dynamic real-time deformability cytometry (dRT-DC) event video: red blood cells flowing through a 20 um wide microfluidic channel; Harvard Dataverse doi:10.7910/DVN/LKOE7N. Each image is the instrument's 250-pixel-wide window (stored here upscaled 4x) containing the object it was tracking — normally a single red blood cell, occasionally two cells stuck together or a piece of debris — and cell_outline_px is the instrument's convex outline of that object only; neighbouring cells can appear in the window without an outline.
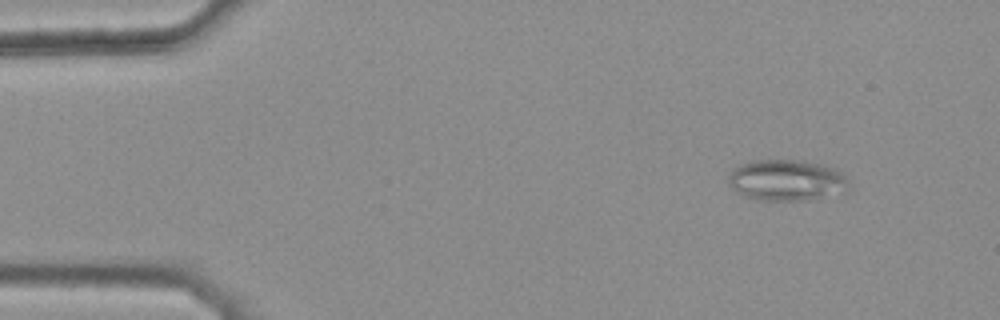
{"species": "common noctule bat (a hibernating species)", "species_latin": "Nyctalus noctula", "temperature_condition": "warm", "stored_images_in_passage": 45, "camera_frame_rate_fps": 3000, "um_per_image_px": 0.085, "animal": {"sex": "female", "body_mass_g": 25.1}, "frame": {"image": 1, "passage_image": 5, "time_ms": 1.333, "image_size_px": [1000, 320], "cell_outline_px": [[848, 188], [844, 192], [808, 200], [760, 200], [736, 192], [728, 184], [728, 176], [736, 168], [752, 160], [804, 160], [836, 168], [848, 180]], "centroid_in_image_um": [66.88, 15.31], "position_along_channel_um": 18.1, "area_um2": 28.67}}
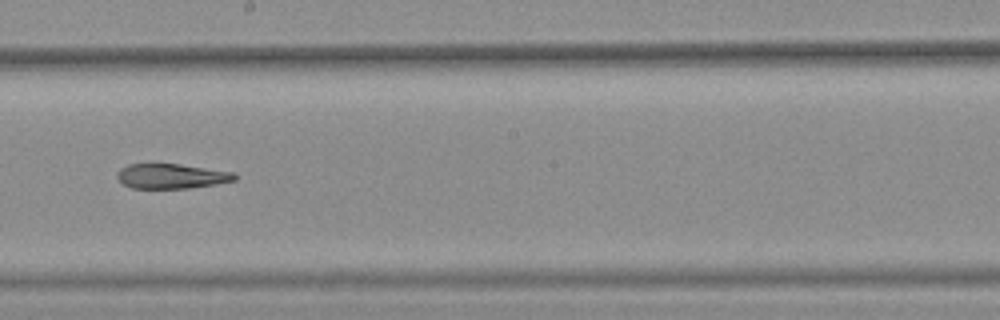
{"frame": {"image": 2, "passage_image": 29, "time_ms": 9.333, "image_size_px": [1000, 320], "cell_outline_px": [[236, 180], [216, 184], [188, 188], [132, 188], [124, 184], [116, 176], [116, 172], [120, 168], [128, 164], [180, 164], [232, 172], [236, 176]], "centroid_in_image_um": [14.54, 14.97], "position_along_channel_um": 233.7, "area_um2": 16.88}}
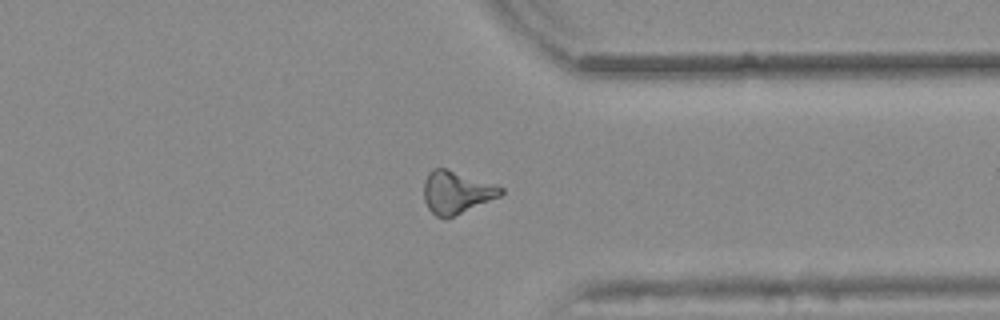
{"frame": {"image": 3, "passage_image": 40, "time_ms": 13.0, "image_size_px": [1000, 320], "cell_outline_px": [[504, 192], [500, 196], [452, 216], [436, 216], [428, 208], [424, 200], [424, 180], [428, 172], [432, 168], [444, 168], [504, 188]], "centroid_in_image_um": [38.76, 16.33], "position_along_channel_um": 372.6, "area_um2": 18.44}}